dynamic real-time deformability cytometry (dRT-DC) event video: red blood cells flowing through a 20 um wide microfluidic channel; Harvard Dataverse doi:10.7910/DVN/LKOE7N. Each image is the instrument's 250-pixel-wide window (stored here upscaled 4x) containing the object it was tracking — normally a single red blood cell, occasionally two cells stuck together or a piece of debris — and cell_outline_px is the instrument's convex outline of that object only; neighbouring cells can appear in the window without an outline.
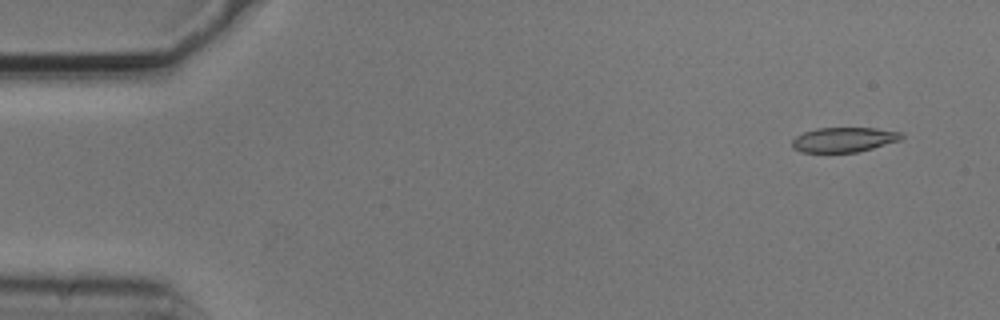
{"species": "common noctule bat (a hibernating species)", "species_latin": "Nyctalus noctula", "temperature_condition": "cold", "stored_images_in_passage": 9, "camera_frame_rate_fps": 3000, "um_per_image_px": 0.085, "animal": {"sex": "male", "body_mass_g": 20.5, "forearm_length_mm": 52.5}, "frame": {"image": 1, "passage_image": 1, "time_ms": 0.0, "image_size_px": [1000, 320], "cell_outline_px": [[904, 136], [900, 140], [872, 148], [856, 152], [800, 152], [792, 148], [792, 140], [796, 136], [804, 132], [816, 128], [876, 128], [900, 132]], "centroid_in_image_um": [71.7, 11.87], "position_along_channel_um": 13.3, "area_um2": 15.72}}
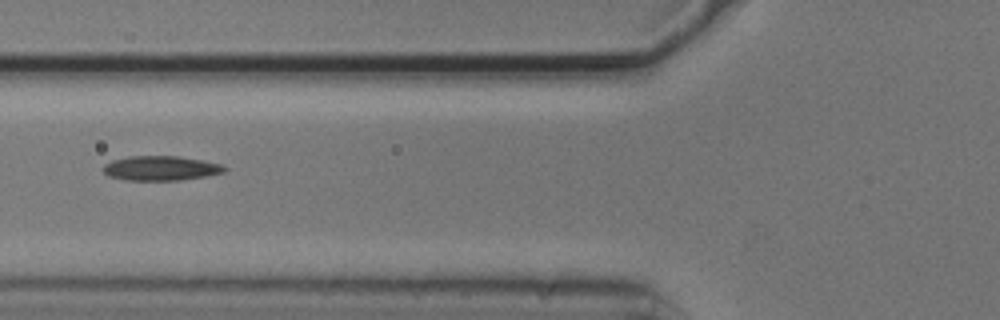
{"frame": {"image": 2, "passage_image": 5, "time_ms": 1.333, "image_size_px": [1000, 320], "cell_outline_px": [[228, 168], [224, 172], [204, 176], [180, 180], [124, 180], [108, 176], [104, 172], [104, 164], [112, 160], [128, 156], [176, 156], [200, 160], [220, 164]], "centroid_in_image_um": [13.63, 14.3], "position_along_channel_um": 112.2, "area_um2": 17.22}}
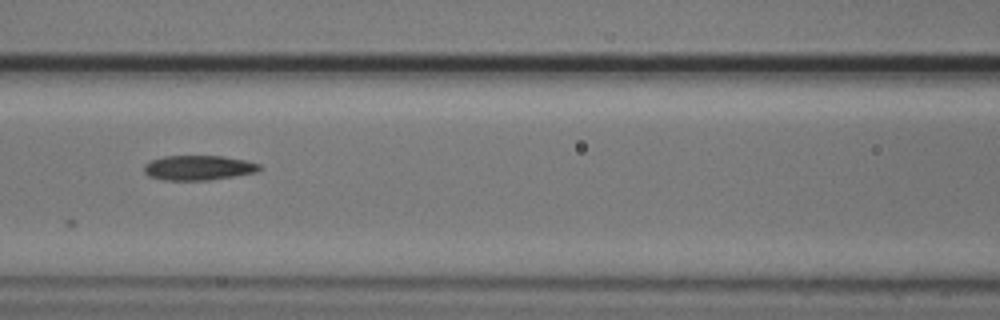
{"frame": {"image": 3, "passage_image": 6, "time_ms": 1.667, "image_size_px": [1000, 320], "cell_outline_px": [[264, 168], [256, 172], [236, 176], [208, 180], [164, 180], [148, 176], [144, 172], [144, 164], [152, 160], [164, 156], [224, 156], [244, 160], [260, 164]], "centroid_in_image_um": [16.89, 14.26], "position_along_channel_um": 149.7, "area_um2": 16.76}}